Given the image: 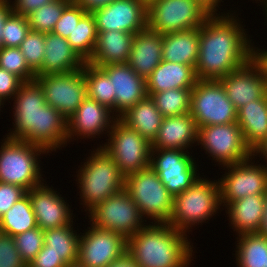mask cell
I'll return each mask as SVG.
<instances>
[{"mask_svg":"<svg viewBox=\"0 0 267 267\" xmlns=\"http://www.w3.org/2000/svg\"><path fill=\"white\" fill-rule=\"evenodd\" d=\"M200 27L163 34L162 60L196 67Z\"/></svg>","mask_w":267,"mask_h":267,"instance_id":"cell-29","label":"cell"},{"mask_svg":"<svg viewBox=\"0 0 267 267\" xmlns=\"http://www.w3.org/2000/svg\"><path fill=\"white\" fill-rule=\"evenodd\" d=\"M80 232L77 262L85 267H107L127 253V240L120 234L90 224Z\"/></svg>","mask_w":267,"mask_h":267,"instance_id":"cell-16","label":"cell"},{"mask_svg":"<svg viewBox=\"0 0 267 267\" xmlns=\"http://www.w3.org/2000/svg\"><path fill=\"white\" fill-rule=\"evenodd\" d=\"M0 145V182L21 186L26 191L45 182L39 156L48 152L37 145L5 138ZM39 159V160H38Z\"/></svg>","mask_w":267,"mask_h":267,"instance_id":"cell-6","label":"cell"},{"mask_svg":"<svg viewBox=\"0 0 267 267\" xmlns=\"http://www.w3.org/2000/svg\"><path fill=\"white\" fill-rule=\"evenodd\" d=\"M188 237L168 223H147L127 240V253L139 267H189L195 251Z\"/></svg>","mask_w":267,"mask_h":267,"instance_id":"cell-3","label":"cell"},{"mask_svg":"<svg viewBox=\"0 0 267 267\" xmlns=\"http://www.w3.org/2000/svg\"><path fill=\"white\" fill-rule=\"evenodd\" d=\"M86 13L87 11L73 0L64 9L52 32L67 39Z\"/></svg>","mask_w":267,"mask_h":267,"instance_id":"cell-42","label":"cell"},{"mask_svg":"<svg viewBox=\"0 0 267 267\" xmlns=\"http://www.w3.org/2000/svg\"><path fill=\"white\" fill-rule=\"evenodd\" d=\"M204 176V178H203ZM201 175L188 189L173 197V211L168 224L190 235L193 226L203 225L223 211L220 184ZM191 229V230H190Z\"/></svg>","mask_w":267,"mask_h":267,"instance_id":"cell-5","label":"cell"},{"mask_svg":"<svg viewBox=\"0 0 267 267\" xmlns=\"http://www.w3.org/2000/svg\"><path fill=\"white\" fill-rule=\"evenodd\" d=\"M197 145H200L201 151L204 149L207 157H212L219 167L239 163L253 155L237 122L198 128Z\"/></svg>","mask_w":267,"mask_h":267,"instance_id":"cell-12","label":"cell"},{"mask_svg":"<svg viewBox=\"0 0 267 267\" xmlns=\"http://www.w3.org/2000/svg\"><path fill=\"white\" fill-rule=\"evenodd\" d=\"M259 2H260V5H262V8L264 9V10H262L265 14V17H266V21H267V0H259ZM264 23H266V24H264V25H267V22H264Z\"/></svg>","mask_w":267,"mask_h":267,"instance_id":"cell-55","label":"cell"},{"mask_svg":"<svg viewBox=\"0 0 267 267\" xmlns=\"http://www.w3.org/2000/svg\"><path fill=\"white\" fill-rule=\"evenodd\" d=\"M264 210L262 225L258 233L267 237V192L264 194Z\"/></svg>","mask_w":267,"mask_h":267,"instance_id":"cell-54","label":"cell"},{"mask_svg":"<svg viewBox=\"0 0 267 267\" xmlns=\"http://www.w3.org/2000/svg\"><path fill=\"white\" fill-rule=\"evenodd\" d=\"M116 119L108 107L87 97L67 119L68 144L82 138L94 140L104 134L108 136Z\"/></svg>","mask_w":267,"mask_h":267,"instance_id":"cell-18","label":"cell"},{"mask_svg":"<svg viewBox=\"0 0 267 267\" xmlns=\"http://www.w3.org/2000/svg\"><path fill=\"white\" fill-rule=\"evenodd\" d=\"M84 161L78 166L80 169H77L75 177L80 190V204L85 212H89L108 197L124 190L125 176L101 146L94 148Z\"/></svg>","mask_w":267,"mask_h":267,"instance_id":"cell-4","label":"cell"},{"mask_svg":"<svg viewBox=\"0 0 267 267\" xmlns=\"http://www.w3.org/2000/svg\"><path fill=\"white\" fill-rule=\"evenodd\" d=\"M46 104L57 109L66 119L87 98L84 70L37 76Z\"/></svg>","mask_w":267,"mask_h":267,"instance_id":"cell-15","label":"cell"},{"mask_svg":"<svg viewBox=\"0 0 267 267\" xmlns=\"http://www.w3.org/2000/svg\"><path fill=\"white\" fill-rule=\"evenodd\" d=\"M97 34L95 18L91 12H87L80 19L72 34L67 38L72 49L84 62L91 58Z\"/></svg>","mask_w":267,"mask_h":267,"instance_id":"cell-35","label":"cell"},{"mask_svg":"<svg viewBox=\"0 0 267 267\" xmlns=\"http://www.w3.org/2000/svg\"><path fill=\"white\" fill-rule=\"evenodd\" d=\"M87 97L108 107L115 115V92L112 79L100 68L85 62L83 68Z\"/></svg>","mask_w":267,"mask_h":267,"instance_id":"cell-34","label":"cell"},{"mask_svg":"<svg viewBox=\"0 0 267 267\" xmlns=\"http://www.w3.org/2000/svg\"><path fill=\"white\" fill-rule=\"evenodd\" d=\"M211 14L196 0H153L147 5V27L159 34L200 27Z\"/></svg>","mask_w":267,"mask_h":267,"instance_id":"cell-9","label":"cell"},{"mask_svg":"<svg viewBox=\"0 0 267 267\" xmlns=\"http://www.w3.org/2000/svg\"><path fill=\"white\" fill-rule=\"evenodd\" d=\"M254 58L262 66L267 79V49H262L254 45Z\"/></svg>","mask_w":267,"mask_h":267,"instance_id":"cell-51","label":"cell"},{"mask_svg":"<svg viewBox=\"0 0 267 267\" xmlns=\"http://www.w3.org/2000/svg\"><path fill=\"white\" fill-rule=\"evenodd\" d=\"M237 124L246 145L254 152L267 139V94L239 108Z\"/></svg>","mask_w":267,"mask_h":267,"instance_id":"cell-28","label":"cell"},{"mask_svg":"<svg viewBox=\"0 0 267 267\" xmlns=\"http://www.w3.org/2000/svg\"><path fill=\"white\" fill-rule=\"evenodd\" d=\"M22 260L28 264L44 246V231L36 227L14 237Z\"/></svg>","mask_w":267,"mask_h":267,"instance_id":"cell-41","label":"cell"},{"mask_svg":"<svg viewBox=\"0 0 267 267\" xmlns=\"http://www.w3.org/2000/svg\"><path fill=\"white\" fill-rule=\"evenodd\" d=\"M190 114L197 128L237 122V109L219 80H198L191 91Z\"/></svg>","mask_w":267,"mask_h":267,"instance_id":"cell-10","label":"cell"},{"mask_svg":"<svg viewBox=\"0 0 267 267\" xmlns=\"http://www.w3.org/2000/svg\"><path fill=\"white\" fill-rule=\"evenodd\" d=\"M51 187L45 181L26 192L31 201L37 226L43 231L69 225L75 217L66 198L57 189H53L52 185Z\"/></svg>","mask_w":267,"mask_h":267,"instance_id":"cell-20","label":"cell"},{"mask_svg":"<svg viewBox=\"0 0 267 267\" xmlns=\"http://www.w3.org/2000/svg\"><path fill=\"white\" fill-rule=\"evenodd\" d=\"M163 34L148 27L133 37L131 53L127 64L141 77L147 79L162 62Z\"/></svg>","mask_w":267,"mask_h":267,"instance_id":"cell-23","label":"cell"},{"mask_svg":"<svg viewBox=\"0 0 267 267\" xmlns=\"http://www.w3.org/2000/svg\"><path fill=\"white\" fill-rule=\"evenodd\" d=\"M12 101L13 128L5 137L40 146L48 153L68 145V120L46 104L43 91L35 80L24 82Z\"/></svg>","mask_w":267,"mask_h":267,"instance_id":"cell-2","label":"cell"},{"mask_svg":"<svg viewBox=\"0 0 267 267\" xmlns=\"http://www.w3.org/2000/svg\"><path fill=\"white\" fill-rule=\"evenodd\" d=\"M192 89H169L153 93V99L157 109L163 117L183 115L190 113Z\"/></svg>","mask_w":267,"mask_h":267,"instance_id":"cell-36","label":"cell"},{"mask_svg":"<svg viewBox=\"0 0 267 267\" xmlns=\"http://www.w3.org/2000/svg\"><path fill=\"white\" fill-rule=\"evenodd\" d=\"M23 83L19 77L0 67V101L3 106L13 99Z\"/></svg>","mask_w":267,"mask_h":267,"instance_id":"cell-44","label":"cell"},{"mask_svg":"<svg viewBox=\"0 0 267 267\" xmlns=\"http://www.w3.org/2000/svg\"><path fill=\"white\" fill-rule=\"evenodd\" d=\"M264 212V194L248 195L225 207L229 226L234 229L236 235L258 233Z\"/></svg>","mask_w":267,"mask_h":267,"instance_id":"cell-27","label":"cell"},{"mask_svg":"<svg viewBox=\"0 0 267 267\" xmlns=\"http://www.w3.org/2000/svg\"><path fill=\"white\" fill-rule=\"evenodd\" d=\"M222 168L225 173L218 179L222 210L238 199L267 192V168L264 164L255 163V155Z\"/></svg>","mask_w":267,"mask_h":267,"instance_id":"cell-14","label":"cell"},{"mask_svg":"<svg viewBox=\"0 0 267 267\" xmlns=\"http://www.w3.org/2000/svg\"><path fill=\"white\" fill-rule=\"evenodd\" d=\"M54 1L56 0H9L12 13L22 16H27L41 6Z\"/></svg>","mask_w":267,"mask_h":267,"instance_id":"cell-47","label":"cell"},{"mask_svg":"<svg viewBox=\"0 0 267 267\" xmlns=\"http://www.w3.org/2000/svg\"><path fill=\"white\" fill-rule=\"evenodd\" d=\"M119 119L152 143L158 135L163 116L153 99L147 95L122 114Z\"/></svg>","mask_w":267,"mask_h":267,"instance_id":"cell-30","label":"cell"},{"mask_svg":"<svg viewBox=\"0 0 267 267\" xmlns=\"http://www.w3.org/2000/svg\"><path fill=\"white\" fill-rule=\"evenodd\" d=\"M235 252L237 267H266L267 237L260 233L237 235Z\"/></svg>","mask_w":267,"mask_h":267,"instance_id":"cell-32","label":"cell"},{"mask_svg":"<svg viewBox=\"0 0 267 267\" xmlns=\"http://www.w3.org/2000/svg\"><path fill=\"white\" fill-rule=\"evenodd\" d=\"M198 81L195 68L186 64L162 62L146 79L148 96L169 89H192Z\"/></svg>","mask_w":267,"mask_h":267,"instance_id":"cell-25","label":"cell"},{"mask_svg":"<svg viewBox=\"0 0 267 267\" xmlns=\"http://www.w3.org/2000/svg\"><path fill=\"white\" fill-rule=\"evenodd\" d=\"M198 128L190 113L163 117L161 127L152 148L192 150L197 146Z\"/></svg>","mask_w":267,"mask_h":267,"instance_id":"cell-22","label":"cell"},{"mask_svg":"<svg viewBox=\"0 0 267 267\" xmlns=\"http://www.w3.org/2000/svg\"><path fill=\"white\" fill-rule=\"evenodd\" d=\"M97 33L94 51L87 63L101 67L128 62L135 34L112 30Z\"/></svg>","mask_w":267,"mask_h":267,"instance_id":"cell-26","label":"cell"},{"mask_svg":"<svg viewBox=\"0 0 267 267\" xmlns=\"http://www.w3.org/2000/svg\"><path fill=\"white\" fill-rule=\"evenodd\" d=\"M73 223L74 221L63 227L44 230V245L48 247V251L61 256L67 264L78 260L80 233L78 228L74 230Z\"/></svg>","mask_w":267,"mask_h":267,"instance_id":"cell-31","label":"cell"},{"mask_svg":"<svg viewBox=\"0 0 267 267\" xmlns=\"http://www.w3.org/2000/svg\"><path fill=\"white\" fill-rule=\"evenodd\" d=\"M227 12L210 15L200 26L195 67L198 80H220L254 57L255 43L244 29L246 25H242L237 11Z\"/></svg>","mask_w":267,"mask_h":267,"instance_id":"cell-1","label":"cell"},{"mask_svg":"<svg viewBox=\"0 0 267 267\" xmlns=\"http://www.w3.org/2000/svg\"><path fill=\"white\" fill-rule=\"evenodd\" d=\"M85 214L89 224L120 234L126 240L147 224L125 190L108 197Z\"/></svg>","mask_w":267,"mask_h":267,"instance_id":"cell-11","label":"cell"},{"mask_svg":"<svg viewBox=\"0 0 267 267\" xmlns=\"http://www.w3.org/2000/svg\"><path fill=\"white\" fill-rule=\"evenodd\" d=\"M124 190L135 202L146 222H169L173 211V196L151 167L125 176Z\"/></svg>","mask_w":267,"mask_h":267,"instance_id":"cell-7","label":"cell"},{"mask_svg":"<svg viewBox=\"0 0 267 267\" xmlns=\"http://www.w3.org/2000/svg\"><path fill=\"white\" fill-rule=\"evenodd\" d=\"M19 48L29 68L36 73L41 68L45 54V33L30 30Z\"/></svg>","mask_w":267,"mask_h":267,"instance_id":"cell-39","label":"cell"},{"mask_svg":"<svg viewBox=\"0 0 267 267\" xmlns=\"http://www.w3.org/2000/svg\"><path fill=\"white\" fill-rule=\"evenodd\" d=\"M145 3L148 5L149 3H151L153 0H144Z\"/></svg>","mask_w":267,"mask_h":267,"instance_id":"cell-57","label":"cell"},{"mask_svg":"<svg viewBox=\"0 0 267 267\" xmlns=\"http://www.w3.org/2000/svg\"><path fill=\"white\" fill-rule=\"evenodd\" d=\"M66 265L61 256L48 251V247L44 245L27 267H65Z\"/></svg>","mask_w":267,"mask_h":267,"instance_id":"cell-46","label":"cell"},{"mask_svg":"<svg viewBox=\"0 0 267 267\" xmlns=\"http://www.w3.org/2000/svg\"><path fill=\"white\" fill-rule=\"evenodd\" d=\"M91 13L97 32L112 30L136 34L147 27V4L144 0H113Z\"/></svg>","mask_w":267,"mask_h":267,"instance_id":"cell-17","label":"cell"},{"mask_svg":"<svg viewBox=\"0 0 267 267\" xmlns=\"http://www.w3.org/2000/svg\"><path fill=\"white\" fill-rule=\"evenodd\" d=\"M0 67L16 75L23 82L34 81L36 78L19 47H2L0 49Z\"/></svg>","mask_w":267,"mask_h":267,"instance_id":"cell-38","label":"cell"},{"mask_svg":"<svg viewBox=\"0 0 267 267\" xmlns=\"http://www.w3.org/2000/svg\"><path fill=\"white\" fill-rule=\"evenodd\" d=\"M205 10H207L211 15L212 14H226L224 11L220 13L218 11L221 9L219 6L223 0H196ZM218 12V13H217Z\"/></svg>","mask_w":267,"mask_h":267,"instance_id":"cell-50","label":"cell"},{"mask_svg":"<svg viewBox=\"0 0 267 267\" xmlns=\"http://www.w3.org/2000/svg\"><path fill=\"white\" fill-rule=\"evenodd\" d=\"M65 267H85V266L79 264L78 262H75L73 264H67Z\"/></svg>","mask_w":267,"mask_h":267,"instance_id":"cell-56","label":"cell"},{"mask_svg":"<svg viewBox=\"0 0 267 267\" xmlns=\"http://www.w3.org/2000/svg\"><path fill=\"white\" fill-rule=\"evenodd\" d=\"M253 155H255L256 159L262 155L259 161L261 160V163L264 161L262 164H264L267 168V139L253 152ZM262 158H264L263 161Z\"/></svg>","mask_w":267,"mask_h":267,"instance_id":"cell-53","label":"cell"},{"mask_svg":"<svg viewBox=\"0 0 267 267\" xmlns=\"http://www.w3.org/2000/svg\"><path fill=\"white\" fill-rule=\"evenodd\" d=\"M107 137V142L98 146L115 161L124 176L150 167L151 142L119 118L113 123Z\"/></svg>","mask_w":267,"mask_h":267,"instance_id":"cell-8","label":"cell"},{"mask_svg":"<svg viewBox=\"0 0 267 267\" xmlns=\"http://www.w3.org/2000/svg\"><path fill=\"white\" fill-rule=\"evenodd\" d=\"M189 151L152 148L150 167L174 197L188 189L199 177V164ZM198 172V173H197Z\"/></svg>","mask_w":267,"mask_h":267,"instance_id":"cell-13","label":"cell"},{"mask_svg":"<svg viewBox=\"0 0 267 267\" xmlns=\"http://www.w3.org/2000/svg\"><path fill=\"white\" fill-rule=\"evenodd\" d=\"M2 105H3V103L0 101V111H1V112H3L1 109H2V107H4V106H2ZM1 112H0V113H1Z\"/></svg>","mask_w":267,"mask_h":267,"instance_id":"cell-58","label":"cell"},{"mask_svg":"<svg viewBox=\"0 0 267 267\" xmlns=\"http://www.w3.org/2000/svg\"><path fill=\"white\" fill-rule=\"evenodd\" d=\"M12 13L9 1H0V49L3 47L2 33L7 17Z\"/></svg>","mask_w":267,"mask_h":267,"instance_id":"cell-48","label":"cell"},{"mask_svg":"<svg viewBox=\"0 0 267 267\" xmlns=\"http://www.w3.org/2000/svg\"><path fill=\"white\" fill-rule=\"evenodd\" d=\"M0 267H27L17 250L14 237L0 232Z\"/></svg>","mask_w":267,"mask_h":267,"instance_id":"cell-43","label":"cell"},{"mask_svg":"<svg viewBox=\"0 0 267 267\" xmlns=\"http://www.w3.org/2000/svg\"><path fill=\"white\" fill-rule=\"evenodd\" d=\"M30 30L27 16L11 13L3 26V47H19Z\"/></svg>","mask_w":267,"mask_h":267,"instance_id":"cell-40","label":"cell"},{"mask_svg":"<svg viewBox=\"0 0 267 267\" xmlns=\"http://www.w3.org/2000/svg\"><path fill=\"white\" fill-rule=\"evenodd\" d=\"M21 186L0 182V217L26 194Z\"/></svg>","mask_w":267,"mask_h":267,"instance_id":"cell-45","label":"cell"},{"mask_svg":"<svg viewBox=\"0 0 267 267\" xmlns=\"http://www.w3.org/2000/svg\"><path fill=\"white\" fill-rule=\"evenodd\" d=\"M73 0H56L41 6L39 9L27 15L30 29L36 32H52L56 22L62 16L64 9Z\"/></svg>","mask_w":267,"mask_h":267,"instance_id":"cell-37","label":"cell"},{"mask_svg":"<svg viewBox=\"0 0 267 267\" xmlns=\"http://www.w3.org/2000/svg\"><path fill=\"white\" fill-rule=\"evenodd\" d=\"M100 68L112 79L117 118L148 95L146 79L139 76L127 63L109 64Z\"/></svg>","mask_w":267,"mask_h":267,"instance_id":"cell-21","label":"cell"},{"mask_svg":"<svg viewBox=\"0 0 267 267\" xmlns=\"http://www.w3.org/2000/svg\"><path fill=\"white\" fill-rule=\"evenodd\" d=\"M85 62L76 54L63 38L53 32L45 33V54L37 76L47 74L67 73L80 70Z\"/></svg>","mask_w":267,"mask_h":267,"instance_id":"cell-24","label":"cell"},{"mask_svg":"<svg viewBox=\"0 0 267 267\" xmlns=\"http://www.w3.org/2000/svg\"><path fill=\"white\" fill-rule=\"evenodd\" d=\"M219 81L224 86L228 99L237 110L248 102L258 100L267 94V79L264 70L254 57Z\"/></svg>","mask_w":267,"mask_h":267,"instance_id":"cell-19","label":"cell"},{"mask_svg":"<svg viewBox=\"0 0 267 267\" xmlns=\"http://www.w3.org/2000/svg\"><path fill=\"white\" fill-rule=\"evenodd\" d=\"M36 227L35 214L27 193L0 217V232L12 237Z\"/></svg>","mask_w":267,"mask_h":267,"instance_id":"cell-33","label":"cell"},{"mask_svg":"<svg viewBox=\"0 0 267 267\" xmlns=\"http://www.w3.org/2000/svg\"><path fill=\"white\" fill-rule=\"evenodd\" d=\"M107 267H139L136 262L126 253L122 258L110 263Z\"/></svg>","mask_w":267,"mask_h":267,"instance_id":"cell-52","label":"cell"},{"mask_svg":"<svg viewBox=\"0 0 267 267\" xmlns=\"http://www.w3.org/2000/svg\"><path fill=\"white\" fill-rule=\"evenodd\" d=\"M74 1L77 4L81 5L87 12H92L95 9L108 5L113 0H74Z\"/></svg>","mask_w":267,"mask_h":267,"instance_id":"cell-49","label":"cell"}]
</instances>
